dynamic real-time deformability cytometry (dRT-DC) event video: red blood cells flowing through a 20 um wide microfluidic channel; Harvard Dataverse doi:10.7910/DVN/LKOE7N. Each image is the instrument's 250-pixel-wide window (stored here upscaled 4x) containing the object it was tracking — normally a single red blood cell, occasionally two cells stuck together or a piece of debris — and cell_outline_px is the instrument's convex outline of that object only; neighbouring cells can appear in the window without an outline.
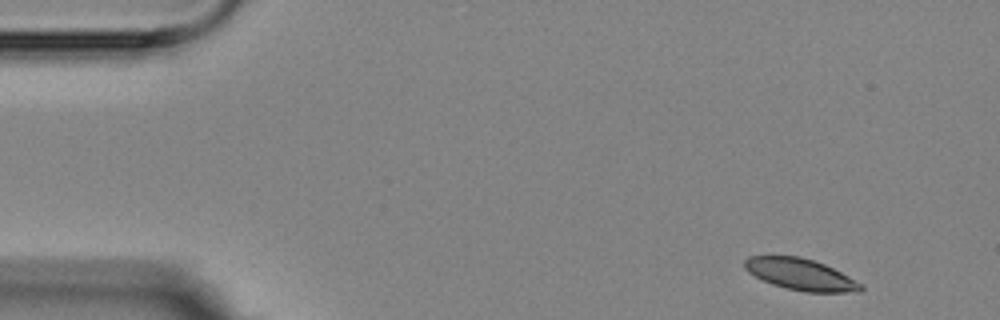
{"species": "Egyptian fruit bat (a non-hibernating species)", "species_latin": "Rousettus aegyptiacus", "temperature_condition": "room temperature", "stored_images_in_passage": 6, "camera_frame_rate_fps": 3000, "um_per_image_px": 0.085, "animal": {"sex": "female"}, "frame": {"image": 1, "passage_image": 1, "time_ms": 0.0, "image_size_px": [1000, 320], "cell_outline_px": [[864, 288], [860, 292], [804, 292], [784, 288], [772, 284], [748, 272], [744, 268], [744, 260], [748, 256], [800, 256], [824, 264], [864, 284]], "centroid_in_image_um": [68.06, 23.33], "position_along_channel_um": 16.9, "area_um2": 21.33}}
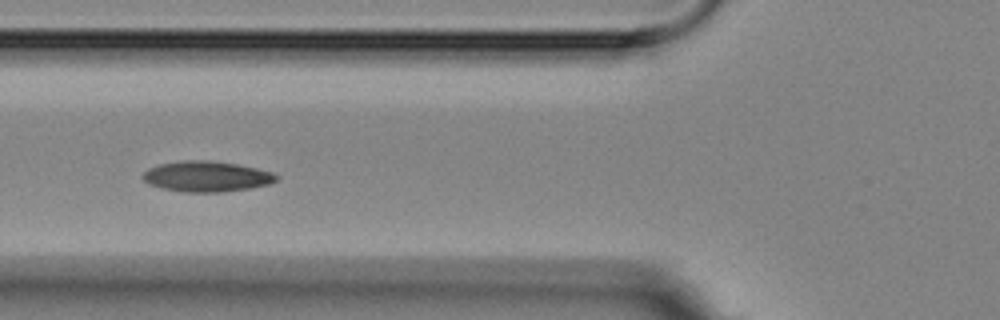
{"frame": {"image": 2, "passage_image": 5, "time_ms": 5.333, "image_size_px": [1000, 320], "cell_outline_px": [[280, 176], [276, 180], [268, 184], [248, 188], [220, 192], [184, 192], [160, 188], [148, 184], [140, 176], [148, 168], [160, 164], [184, 160], [212, 160], [236, 164], [256, 168], [272, 172]], "centroid_in_image_um": [17.52, 14.99], "position_along_channel_um": 108.3, "area_um2": 23.81}}
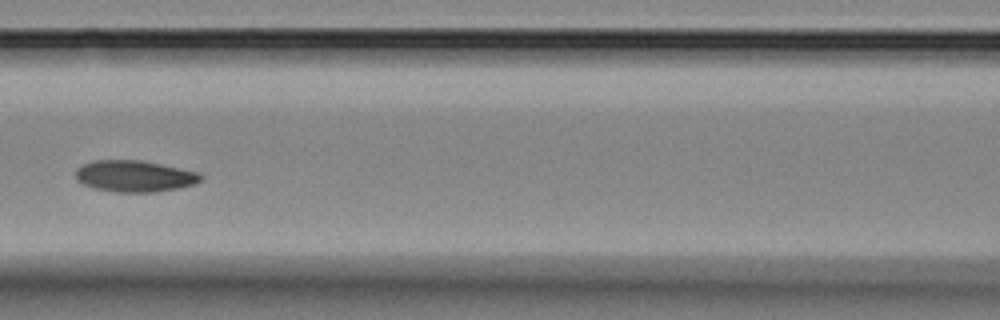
{"frame": {"image": 3, "passage_image": 6, "time_ms": 6.667, "image_size_px": [1000, 320], "cell_outline_px": [[204, 180], [196, 184], [180, 188], [152, 192], [116, 192], [96, 188], [84, 184], [76, 180], [76, 168], [92, 160], [140, 160], [200, 172], [204, 176]], "centroid_in_image_um": [11.49, 14.97], "position_along_channel_um": 155.1, "area_um2": 23.06}}